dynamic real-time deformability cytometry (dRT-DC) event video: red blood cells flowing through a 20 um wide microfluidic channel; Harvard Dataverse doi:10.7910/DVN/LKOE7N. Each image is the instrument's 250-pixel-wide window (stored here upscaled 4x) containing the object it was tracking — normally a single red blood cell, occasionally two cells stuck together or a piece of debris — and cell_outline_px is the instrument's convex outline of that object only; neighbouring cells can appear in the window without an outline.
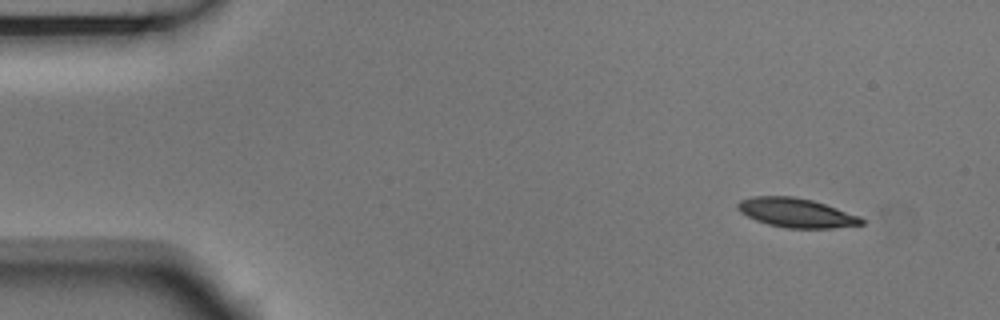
{"species": "Egyptian fruit bat (a non-hibernating species)", "species_latin": "Rousettus aegyptiacus", "temperature_condition": "room temperature", "stored_images_in_passage": 3, "camera_frame_rate_fps": 3000, "um_per_image_px": 0.085, "animal": {"sex": "male"}, "frame": {"image": 1, "passage_image": 1, "time_ms": 0.0, "image_size_px": [1000, 320], "cell_outline_px": [[864, 224], [832, 228], [784, 228], [768, 224], [756, 220], [740, 212], [736, 208], [736, 204], [740, 200], [752, 196], [792, 196], [812, 200], [860, 216], [864, 220]], "centroid_in_image_um": [67.66, 18.08], "position_along_channel_um": 17.3, "area_um2": 21.04}}